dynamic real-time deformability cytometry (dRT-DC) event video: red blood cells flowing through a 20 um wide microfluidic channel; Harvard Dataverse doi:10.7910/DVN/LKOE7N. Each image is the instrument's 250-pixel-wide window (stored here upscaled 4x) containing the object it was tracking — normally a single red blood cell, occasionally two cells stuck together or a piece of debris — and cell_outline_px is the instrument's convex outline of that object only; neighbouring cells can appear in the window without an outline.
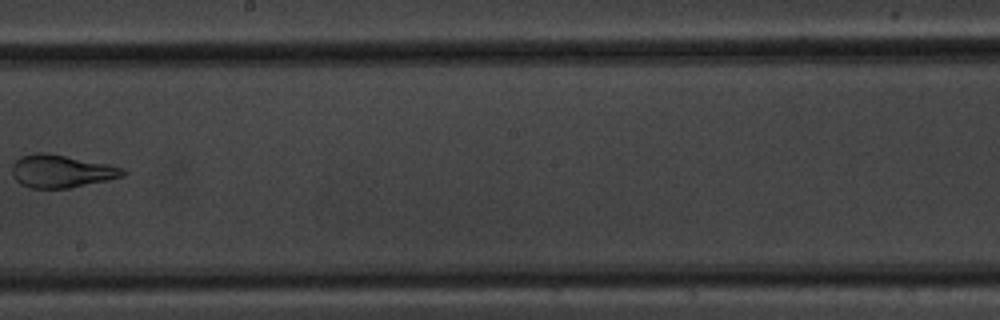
{"species": "common noctule bat (a hibernating species)", "species_latin": "Nyctalus noctula", "temperature_condition": "warm", "stored_images_in_passage": 7, "camera_frame_rate_fps": 3000, "um_per_image_px": 0.085, "animal": {"sex": "male", "body_mass_g": 20.1, "forearm_length_mm": 53.5}, "frame": {"image": 1, "passage_image": 6, "time_ms": 6.667, "image_size_px": [1000, 320], "cell_outline_px": [[128, 172], [124, 176], [108, 180], [68, 188], [32, 188], [20, 184], [12, 176], [12, 164], [20, 156], [36, 152], [48, 152], [112, 164], [124, 168]], "centroid_in_image_um": [5.24, 14.53], "position_along_channel_um": 243.0, "area_um2": 21.62}}